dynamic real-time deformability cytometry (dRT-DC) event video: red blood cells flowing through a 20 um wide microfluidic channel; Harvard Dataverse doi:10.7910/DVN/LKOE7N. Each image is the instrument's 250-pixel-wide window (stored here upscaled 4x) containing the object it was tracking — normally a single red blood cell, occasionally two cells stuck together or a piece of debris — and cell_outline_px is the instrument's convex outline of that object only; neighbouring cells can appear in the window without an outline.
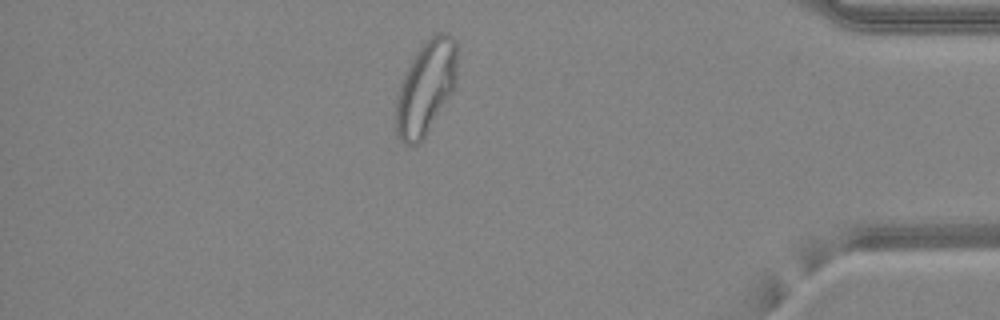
{"species": "common noctule bat (a hibernating species)", "species_latin": "Nyctalus noctula", "temperature_condition": "warm", "stored_images_in_passage": 42, "camera_frame_rate_fps": 3000, "um_per_image_px": 0.085, "animal": {"sex": "female", "body_mass_g": 24.6, "forearm_length_mm": 56.2}, "frame": {"image": 1, "passage_image": 36, "time_ms": 11.667, "image_size_px": [1000, 320], "cell_outline_px": [[456, 84], [452, 92], [420, 144], [404, 144], [396, 136], [396, 100], [400, 84], [404, 72], [416, 52], [436, 32], [448, 32], [456, 40]], "centroid_in_image_um": [36.19, 7.45], "position_along_channel_um": 399.0, "area_um2": 33.35}, "authors_computed_cell_mechanics": {"area_um2": 29.9115, "velocity_mm_per_s": 4.2112, "shape_relaxation_time_tau1_ms": null, "shape_relaxation_time_tau2_ms": 0.7569, "deformation_change_tau1": null, "deformation_change_tau2": 0.0837}}